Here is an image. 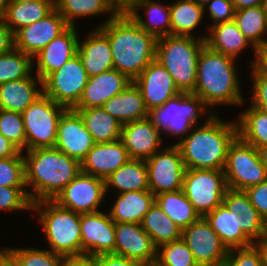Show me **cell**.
Here are the masks:
<instances>
[{"mask_svg":"<svg viewBox=\"0 0 267 266\" xmlns=\"http://www.w3.org/2000/svg\"><path fill=\"white\" fill-rule=\"evenodd\" d=\"M109 39L114 69L134 81L156 59L157 38L143 30L127 12L99 27Z\"/></svg>","mask_w":267,"mask_h":266,"instance_id":"1","label":"cell"},{"mask_svg":"<svg viewBox=\"0 0 267 266\" xmlns=\"http://www.w3.org/2000/svg\"><path fill=\"white\" fill-rule=\"evenodd\" d=\"M25 185H32L29 193L32 203L53 200L81 171L78 160L55 147L27 150Z\"/></svg>","mask_w":267,"mask_h":266,"instance_id":"2","label":"cell"},{"mask_svg":"<svg viewBox=\"0 0 267 266\" xmlns=\"http://www.w3.org/2000/svg\"><path fill=\"white\" fill-rule=\"evenodd\" d=\"M193 129L176 143L186 169L224 170L229 146L238 136L237 122L226 123L211 114L204 125Z\"/></svg>","mask_w":267,"mask_h":266,"instance_id":"3","label":"cell"},{"mask_svg":"<svg viewBox=\"0 0 267 266\" xmlns=\"http://www.w3.org/2000/svg\"><path fill=\"white\" fill-rule=\"evenodd\" d=\"M234 60L206 44L202 47L197 63L196 86L192 93L198 95L207 107L243 103Z\"/></svg>","mask_w":267,"mask_h":266,"instance_id":"4","label":"cell"},{"mask_svg":"<svg viewBox=\"0 0 267 266\" xmlns=\"http://www.w3.org/2000/svg\"><path fill=\"white\" fill-rule=\"evenodd\" d=\"M204 45L205 37L167 35L157 38L156 60L166 68L180 92L194 91L198 58Z\"/></svg>","mask_w":267,"mask_h":266,"instance_id":"5","label":"cell"},{"mask_svg":"<svg viewBox=\"0 0 267 266\" xmlns=\"http://www.w3.org/2000/svg\"><path fill=\"white\" fill-rule=\"evenodd\" d=\"M32 209L39 213V221L53 253L63 257L82 256L80 213L61 207L53 200L32 203Z\"/></svg>","mask_w":267,"mask_h":266,"instance_id":"6","label":"cell"},{"mask_svg":"<svg viewBox=\"0 0 267 266\" xmlns=\"http://www.w3.org/2000/svg\"><path fill=\"white\" fill-rule=\"evenodd\" d=\"M223 171L228 188L233 190L245 191L267 180L258 149L239 136L229 146Z\"/></svg>","mask_w":267,"mask_h":266,"instance_id":"7","label":"cell"},{"mask_svg":"<svg viewBox=\"0 0 267 266\" xmlns=\"http://www.w3.org/2000/svg\"><path fill=\"white\" fill-rule=\"evenodd\" d=\"M205 107L198 95L181 92L149 111V118L159 131L163 129L171 135H185L195 127Z\"/></svg>","mask_w":267,"mask_h":266,"instance_id":"8","label":"cell"},{"mask_svg":"<svg viewBox=\"0 0 267 266\" xmlns=\"http://www.w3.org/2000/svg\"><path fill=\"white\" fill-rule=\"evenodd\" d=\"M66 107L42 95L23 112L26 149L54 147L58 122Z\"/></svg>","mask_w":267,"mask_h":266,"instance_id":"9","label":"cell"},{"mask_svg":"<svg viewBox=\"0 0 267 266\" xmlns=\"http://www.w3.org/2000/svg\"><path fill=\"white\" fill-rule=\"evenodd\" d=\"M223 170L186 169L182 191L201 217L223 202L228 190Z\"/></svg>","mask_w":267,"mask_h":266,"instance_id":"10","label":"cell"},{"mask_svg":"<svg viewBox=\"0 0 267 266\" xmlns=\"http://www.w3.org/2000/svg\"><path fill=\"white\" fill-rule=\"evenodd\" d=\"M87 81V72L80 56L76 54L43 80V94L67 109H73L78 104Z\"/></svg>","mask_w":267,"mask_h":266,"instance_id":"11","label":"cell"},{"mask_svg":"<svg viewBox=\"0 0 267 266\" xmlns=\"http://www.w3.org/2000/svg\"><path fill=\"white\" fill-rule=\"evenodd\" d=\"M161 152H156L146 160L149 190L154 196L181 190L186 171L180 149L176 144L163 148Z\"/></svg>","mask_w":267,"mask_h":266,"instance_id":"12","label":"cell"},{"mask_svg":"<svg viewBox=\"0 0 267 266\" xmlns=\"http://www.w3.org/2000/svg\"><path fill=\"white\" fill-rule=\"evenodd\" d=\"M181 238L198 266H224L229 249L204 217L184 228Z\"/></svg>","mask_w":267,"mask_h":266,"instance_id":"13","label":"cell"},{"mask_svg":"<svg viewBox=\"0 0 267 266\" xmlns=\"http://www.w3.org/2000/svg\"><path fill=\"white\" fill-rule=\"evenodd\" d=\"M105 195L104 179L80 171L53 201L61 207L85 214L99 211L97 209Z\"/></svg>","mask_w":267,"mask_h":266,"instance_id":"14","label":"cell"},{"mask_svg":"<svg viewBox=\"0 0 267 266\" xmlns=\"http://www.w3.org/2000/svg\"><path fill=\"white\" fill-rule=\"evenodd\" d=\"M69 26L64 17L54 8L41 20L19 29L14 34V48L34 60L36 54Z\"/></svg>","mask_w":267,"mask_h":266,"instance_id":"15","label":"cell"},{"mask_svg":"<svg viewBox=\"0 0 267 266\" xmlns=\"http://www.w3.org/2000/svg\"><path fill=\"white\" fill-rule=\"evenodd\" d=\"M82 256L114 254L115 222L100 211L81 214Z\"/></svg>","mask_w":267,"mask_h":266,"instance_id":"16","label":"cell"},{"mask_svg":"<svg viewBox=\"0 0 267 266\" xmlns=\"http://www.w3.org/2000/svg\"><path fill=\"white\" fill-rule=\"evenodd\" d=\"M94 145L95 141L80 115L67 109L59 119L54 147L81 163Z\"/></svg>","mask_w":267,"mask_h":266,"instance_id":"17","label":"cell"},{"mask_svg":"<svg viewBox=\"0 0 267 266\" xmlns=\"http://www.w3.org/2000/svg\"><path fill=\"white\" fill-rule=\"evenodd\" d=\"M114 254L149 266L156 262L157 247L141 224L115 223Z\"/></svg>","mask_w":267,"mask_h":266,"instance_id":"18","label":"cell"},{"mask_svg":"<svg viewBox=\"0 0 267 266\" xmlns=\"http://www.w3.org/2000/svg\"><path fill=\"white\" fill-rule=\"evenodd\" d=\"M133 82L140 89L148 111L162 106L168 99L181 93L172 76L156 59Z\"/></svg>","mask_w":267,"mask_h":266,"instance_id":"19","label":"cell"},{"mask_svg":"<svg viewBox=\"0 0 267 266\" xmlns=\"http://www.w3.org/2000/svg\"><path fill=\"white\" fill-rule=\"evenodd\" d=\"M75 30V26H69L34 56V58L37 57L36 75L41 87H43V80L50 73L60 69L77 54L79 39Z\"/></svg>","mask_w":267,"mask_h":266,"instance_id":"20","label":"cell"},{"mask_svg":"<svg viewBox=\"0 0 267 266\" xmlns=\"http://www.w3.org/2000/svg\"><path fill=\"white\" fill-rule=\"evenodd\" d=\"M160 132L147 117L122 125L121 141L131 159L147 160L158 152L162 142Z\"/></svg>","mask_w":267,"mask_h":266,"instance_id":"21","label":"cell"},{"mask_svg":"<svg viewBox=\"0 0 267 266\" xmlns=\"http://www.w3.org/2000/svg\"><path fill=\"white\" fill-rule=\"evenodd\" d=\"M130 159L121 139L95 143L81 161V171L105 180Z\"/></svg>","mask_w":267,"mask_h":266,"instance_id":"22","label":"cell"},{"mask_svg":"<svg viewBox=\"0 0 267 266\" xmlns=\"http://www.w3.org/2000/svg\"><path fill=\"white\" fill-rule=\"evenodd\" d=\"M222 203L233 213L237 228H241L253 244L254 240L260 241L267 233V223L251 204L245 191L228 189Z\"/></svg>","mask_w":267,"mask_h":266,"instance_id":"23","label":"cell"},{"mask_svg":"<svg viewBox=\"0 0 267 266\" xmlns=\"http://www.w3.org/2000/svg\"><path fill=\"white\" fill-rule=\"evenodd\" d=\"M132 81L116 69L88 77L83 94L74 108L103 106L110 98L121 93Z\"/></svg>","mask_w":267,"mask_h":266,"instance_id":"24","label":"cell"},{"mask_svg":"<svg viewBox=\"0 0 267 266\" xmlns=\"http://www.w3.org/2000/svg\"><path fill=\"white\" fill-rule=\"evenodd\" d=\"M80 56L88 77L114 69L113 56L108 36L96 28L84 42H78Z\"/></svg>","mask_w":267,"mask_h":266,"instance_id":"25","label":"cell"},{"mask_svg":"<svg viewBox=\"0 0 267 266\" xmlns=\"http://www.w3.org/2000/svg\"><path fill=\"white\" fill-rule=\"evenodd\" d=\"M102 107L122 125L149 117L141 91L133 81L121 93L105 102Z\"/></svg>","mask_w":267,"mask_h":266,"instance_id":"26","label":"cell"},{"mask_svg":"<svg viewBox=\"0 0 267 266\" xmlns=\"http://www.w3.org/2000/svg\"><path fill=\"white\" fill-rule=\"evenodd\" d=\"M154 202L155 196L150 190L120 193L109 215L115 223L141 224Z\"/></svg>","mask_w":267,"mask_h":266,"instance_id":"27","label":"cell"},{"mask_svg":"<svg viewBox=\"0 0 267 266\" xmlns=\"http://www.w3.org/2000/svg\"><path fill=\"white\" fill-rule=\"evenodd\" d=\"M37 82L36 78L30 75L27 78L1 84L0 109L22 113L43 95V88H37Z\"/></svg>","mask_w":267,"mask_h":266,"instance_id":"28","label":"cell"},{"mask_svg":"<svg viewBox=\"0 0 267 266\" xmlns=\"http://www.w3.org/2000/svg\"><path fill=\"white\" fill-rule=\"evenodd\" d=\"M205 44L214 51L236 59L251 42L244 36L234 20L211 25Z\"/></svg>","mask_w":267,"mask_h":266,"instance_id":"29","label":"cell"},{"mask_svg":"<svg viewBox=\"0 0 267 266\" xmlns=\"http://www.w3.org/2000/svg\"><path fill=\"white\" fill-rule=\"evenodd\" d=\"M82 118L95 143L121 139L122 124L102 107L73 108Z\"/></svg>","mask_w":267,"mask_h":266,"instance_id":"30","label":"cell"},{"mask_svg":"<svg viewBox=\"0 0 267 266\" xmlns=\"http://www.w3.org/2000/svg\"><path fill=\"white\" fill-rule=\"evenodd\" d=\"M139 8H143V11L145 9L148 21L137 13ZM127 13L143 30L156 38L171 35L170 6H163L153 0H139Z\"/></svg>","mask_w":267,"mask_h":266,"instance_id":"31","label":"cell"},{"mask_svg":"<svg viewBox=\"0 0 267 266\" xmlns=\"http://www.w3.org/2000/svg\"><path fill=\"white\" fill-rule=\"evenodd\" d=\"M106 192L110 186L120 193L149 190L148 172L145 160L130 159L105 179Z\"/></svg>","mask_w":267,"mask_h":266,"instance_id":"32","label":"cell"},{"mask_svg":"<svg viewBox=\"0 0 267 266\" xmlns=\"http://www.w3.org/2000/svg\"><path fill=\"white\" fill-rule=\"evenodd\" d=\"M204 218L228 249L248 247L253 244L242 229L237 228L233 213L223 203L207 213Z\"/></svg>","mask_w":267,"mask_h":266,"instance_id":"33","label":"cell"},{"mask_svg":"<svg viewBox=\"0 0 267 266\" xmlns=\"http://www.w3.org/2000/svg\"><path fill=\"white\" fill-rule=\"evenodd\" d=\"M54 8V0L9 2L3 20L15 34L19 29L41 20Z\"/></svg>","mask_w":267,"mask_h":266,"instance_id":"34","label":"cell"},{"mask_svg":"<svg viewBox=\"0 0 267 266\" xmlns=\"http://www.w3.org/2000/svg\"><path fill=\"white\" fill-rule=\"evenodd\" d=\"M142 228L158 248L161 244L181 238L182 229L154 202L141 222Z\"/></svg>","mask_w":267,"mask_h":266,"instance_id":"35","label":"cell"},{"mask_svg":"<svg viewBox=\"0 0 267 266\" xmlns=\"http://www.w3.org/2000/svg\"><path fill=\"white\" fill-rule=\"evenodd\" d=\"M155 202L182 230L201 218L182 189L155 196Z\"/></svg>","mask_w":267,"mask_h":266,"instance_id":"36","label":"cell"},{"mask_svg":"<svg viewBox=\"0 0 267 266\" xmlns=\"http://www.w3.org/2000/svg\"><path fill=\"white\" fill-rule=\"evenodd\" d=\"M234 21L254 49L267 44V39L263 38L267 34V15L263 6L236 10Z\"/></svg>","mask_w":267,"mask_h":266,"instance_id":"37","label":"cell"},{"mask_svg":"<svg viewBox=\"0 0 267 266\" xmlns=\"http://www.w3.org/2000/svg\"><path fill=\"white\" fill-rule=\"evenodd\" d=\"M238 136L255 148L267 145V112L254 106L239 115Z\"/></svg>","mask_w":267,"mask_h":266,"instance_id":"38","label":"cell"},{"mask_svg":"<svg viewBox=\"0 0 267 266\" xmlns=\"http://www.w3.org/2000/svg\"><path fill=\"white\" fill-rule=\"evenodd\" d=\"M204 10L192 0H179L171 4V35L193 36L192 31L201 22Z\"/></svg>","mask_w":267,"mask_h":266,"instance_id":"39","label":"cell"},{"mask_svg":"<svg viewBox=\"0 0 267 266\" xmlns=\"http://www.w3.org/2000/svg\"><path fill=\"white\" fill-rule=\"evenodd\" d=\"M54 5L70 26H75L76 17L110 12L114 18L119 13L108 0H54Z\"/></svg>","mask_w":267,"mask_h":266,"instance_id":"40","label":"cell"},{"mask_svg":"<svg viewBox=\"0 0 267 266\" xmlns=\"http://www.w3.org/2000/svg\"><path fill=\"white\" fill-rule=\"evenodd\" d=\"M32 69V57L13 48L9 53L0 55V85L27 78Z\"/></svg>","mask_w":267,"mask_h":266,"instance_id":"41","label":"cell"},{"mask_svg":"<svg viewBox=\"0 0 267 266\" xmlns=\"http://www.w3.org/2000/svg\"><path fill=\"white\" fill-rule=\"evenodd\" d=\"M3 252L17 266H61L64 259L62 255L44 249L10 248Z\"/></svg>","mask_w":267,"mask_h":266,"instance_id":"42","label":"cell"},{"mask_svg":"<svg viewBox=\"0 0 267 266\" xmlns=\"http://www.w3.org/2000/svg\"><path fill=\"white\" fill-rule=\"evenodd\" d=\"M156 263L160 266H198L193 253L182 238L161 244L157 248Z\"/></svg>","mask_w":267,"mask_h":266,"instance_id":"43","label":"cell"},{"mask_svg":"<svg viewBox=\"0 0 267 266\" xmlns=\"http://www.w3.org/2000/svg\"><path fill=\"white\" fill-rule=\"evenodd\" d=\"M0 134L23 151L26 147V134L22 113L0 109Z\"/></svg>","mask_w":267,"mask_h":266,"instance_id":"44","label":"cell"},{"mask_svg":"<svg viewBox=\"0 0 267 266\" xmlns=\"http://www.w3.org/2000/svg\"><path fill=\"white\" fill-rule=\"evenodd\" d=\"M0 186L26 187L25 159L22 151L16 156L0 159Z\"/></svg>","mask_w":267,"mask_h":266,"instance_id":"45","label":"cell"},{"mask_svg":"<svg viewBox=\"0 0 267 266\" xmlns=\"http://www.w3.org/2000/svg\"><path fill=\"white\" fill-rule=\"evenodd\" d=\"M3 209L6 211L32 209V201L25 187L0 186V210Z\"/></svg>","mask_w":267,"mask_h":266,"instance_id":"46","label":"cell"},{"mask_svg":"<svg viewBox=\"0 0 267 266\" xmlns=\"http://www.w3.org/2000/svg\"><path fill=\"white\" fill-rule=\"evenodd\" d=\"M237 253H236V252ZM224 266H264L259 249L255 244L248 247L229 249Z\"/></svg>","mask_w":267,"mask_h":266,"instance_id":"47","label":"cell"},{"mask_svg":"<svg viewBox=\"0 0 267 266\" xmlns=\"http://www.w3.org/2000/svg\"><path fill=\"white\" fill-rule=\"evenodd\" d=\"M207 5L204 9L208 7L210 17L214 21L212 25L234 20L236 9L231 0H210Z\"/></svg>","mask_w":267,"mask_h":266,"instance_id":"48","label":"cell"},{"mask_svg":"<svg viewBox=\"0 0 267 266\" xmlns=\"http://www.w3.org/2000/svg\"><path fill=\"white\" fill-rule=\"evenodd\" d=\"M251 204L267 223V180L245 190Z\"/></svg>","mask_w":267,"mask_h":266,"instance_id":"49","label":"cell"},{"mask_svg":"<svg viewBox=\"0 0 267 266\" xmlns=\"http://www.w3.org/2000/svg\"><path fill=\"white\" fill-rule=\"evenodd\" d=\"M252 72L254 86L251 105L267 112V77L258 75L254 70Z\"/></svg>","mask_w":267,"mask_h":266,"instance_id":"50","label":"cell"},{"mask_svg":"<svg viewBox=\"0 0 267 266\" xmlns=\"http://www.w3.org/2000/svg\"><path fill=\"white\" fill-rule=\"evenodd\" d=\"M98 266H145L141 262L113 253L96 256Z\"/></svg>","mask_w":267,"mask_h":266,"instance_id":"51","label":"cell"},{"mask_svg":"<svg viewBox=\"0 0 267 266\" xmlns=\"http://www.w3.org/2000/svg\"><path fill=\"white\" fill-rule=\"evenodd\" d=\"M14 48V34L0 18V55L9 53Z\"/></svg>","mask_w":267,"mask_h":266,"instance_id":"52","label":"cell"},{"mask_svg":"<svg viewBox=\"0 0 267 266\" xmlns=\"http://www.w3.org/2000/svg\"><path fill=\"white\" fill-rule=\"evenodd\" d=\"M254 51L257 58L251 63V68L258 75L267 77V44L256 48Z\"/></svg>","mask_w":267,"mask_h":266,"instance_id":"53","label":"cell"},{"mask_svg":"<svg viewBox=\"0 0 267 266\" xmlns=\"http://www.w3.org/2000/svg\"><path fill=\"white\" fill-rule=\"evenodd\" d=\"M61 266H98V262L94 256H73L64 257Z\"/></svg>","mask_w":267,"mask_h":266,"instance_id":"54","label":"cell"},{"mask_svg":"<svg viewBox=\"0 0 267 266\" xmlns=\"http://www.w3.org/2000/svg\"><path fill=\"white\" fill-rule=\"evenodd\" d=\"M20 150L2 134H0V159L16 156Z\"/></svg>","mask_w":267,"mask_h":266,"instance_id":"55","label":"cell"},{"mask_svg":"<svg viewBox=\"0 0 267 266\" xmlns=\"http://www.w3.org/2000/svg\"><path fill=\"white\" fill-rule=\"evenodd\" d=\"M236 10L262 6L264 0H231Z\"/></svg>","mask_w":267,"mask_h":266,"instance_id":"56","label":"cell"},{"mask_svg":"<svg viewBox=\"0 0 267 266\" xmlns=\"http://www.w3.org/2000/svg\"><path fill=\"white\" fill-rule=\"evenodd\" d=\"M257 248L260 251L261 257H262V263L264 266H267V233L264 235V237L254 243Z\"/></svg>","mask_w":267,"mask_h":266,"instance_id":"57","label":"cell"},{"mask_svg":"<svg viewBox=\"0 0 267 266\" xmlns=\"http://www.w3.org/2000/svg\"><path fill=\"white\" fill-rule=\"evenodd\" d=\"M139 0H117V10L127 12Z\"/></svg>","mask_w":267,"mask_h":266,"instance_id":"58","label":"cell"},{"mask_svg":"<svg viewBox=\"0 0 267 266\" xmlns=\"http://www.w3.org/2000/svg\"><path fill=\"white\" fill-rule=\"evenodd\" d=\"M258 151L260 154L262 164L264 165V167L266 168V171H267V145L264 147L258 148Z\"/></svg>","mask_w":267,"mask_h":266,"instance_id":"59","label":"cell"},{"mask_svg":"<svg viewBox=\"0 0 267 266\" xmlns=\"http://www.w3.org/2000/svg\"><path fill=\"white\" fill-rule=\"evenodd\" d=\"M9 0H0V18L3 19L8 7Z\"/></svg>","mask_w":267,"mask_h":266,"instance_id":"60","label":"cell"},{"mask_svg":"<svg viewBox=\"0 0 267 266\" xmlns=\"http://www.w3.org/2000/svg\"><path fill=\"white\" fill-rule=\"evenodd\" d=\"M2 266H17L4 252H2Z\"/></svg>","mask_w":267,"mask_h":266,"instance_id":"61","label":"cell"},{"mask_svg":"<svg viewBox=\"0 0 267 266\" xmlns=\"http://www.w3.org/2000/svg\"><path fill=\"white\" fill-rule=\"evenodd\" d=\"M194 1L195 3H197L198 5L204 7L207 5V3L210 1V0H192Z\"/></svg>","mask_w":267,"mask_h":266,"instance_id":"62","label":"cell"},{"mask_svg":"<svg viewBox=\"0 0 267 266\" xmlns=\"http://www.w3.org/2000/svg\"><path fill=\"white\" fill-rule=\"evenodd\" d=\"M31 1H37V0H9V2H19V3L31 2Z\"/></svg>","mask_w":267,"mask_h":266,"instance_id":"63","label":"cell"},{"mask_svg":"<svg viewBox=\"0 0 267 266\" xmlns=\"http://www.w3.org/2000/svg\"><path fill=\"white\" fill-rule=\"evenodd\" d=\"M117 9V0H108Z\"/></svg>","mask_w":267,"mask_h":266,"instance_id":"64","label":"cell"},{"mask_svg":"<svg viewBox=\"0 0 267 266\" xmlns=\"http://www.w3.org/2000/svg\"><path fill=\"white\" fill-rule=\"evenodd\" d=\"M263 9L265 10V12H266V15H267V0H264V2H263Z\"/></svg>","mask_w":267,"mask_h":266,"instance_id":"65","label":"cell"},{"mask_svg":"<svg viewBox=\"0 0 267 266\" xmlns=\"http://www.w3.org/2000/svg\"><path fill=\"white\" fill-rule=\"evenodd\" d=\"M149 266H160V265H158L156 262H154V263L150 264Z\"/></svg>","mask_w":267,"mask_h":266,"instance_id":"66","label":"cell"},{"mask_svg":"<svg viewBox=\"0 0 267 266\" xmlns=\"http://www.w3.org/2000/svg\"><path fill=\"white\" fill-rule=\"evenodd\" d=\"M0 266H2V253L0 254Z\"/></svg>","mask_w":267,"mask_h":266,"instance_id":"67","label":"cell"}]
</instances>
